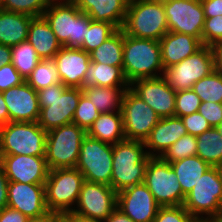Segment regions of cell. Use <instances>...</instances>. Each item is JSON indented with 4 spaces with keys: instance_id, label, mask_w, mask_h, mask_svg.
Wrapping results in <instances>:
<instances>
[{
    "instance_id": "49",
    "label": "cell",
    "mask_w": 222,
    "mask_h": 222,
    "mask_svg": "<svg viewBox=\"0 0 222 222\" xmlns=\"http://www.w3.org/2000/svg\"><path fill=\"white\" fill-rule=\"evenodd\" d=\"M214 55L215 71L222 74V41L211 46Z\"/></svg>"
},
{
    "instance_id": "56",
    "label": "cell",
    "mask_w": 222,
    "mask_h": 222,
    "mask_svg": "<svg viewBox=\"0 0 222 222\" xmlns=\"http://www.w3.org/2000/svg\"><path fill=\"white\" fill-rule=\"evenodd\" d=\"M203 222H222V212L211 218H204Z\"/></svg>"
},
{
    "instance_id": "50",
    "label": "cell",
    "mask_w": 222,
    "mask_h": 222,
    "mask_svg": "<svg viewBox=\"0 0 222 222\" xmlns=\"http://www.w3.org/2000/svg\"><path fill=\"white\" fill-rule=\"evenodd\" d=\"M12 63V51L10 46L0 44V66Z\"/></svg>"
},
{
    "instance_id": "38",
    "label": "cell",
    "mask_w": 222,
    "mask_h": 222,
    "mask_svg": "<svg viewBox=\"0 0 222 222\" xmlns=\"http://www.w3.org/2000/svg\"><path fill=\"white\" fill-rule=\"evenodd\" d=\"M52 0H5L2 10L25 14L31 17L43 16Z\"/></svg>"
},
{
    "instance_id": "43",
    "label": "cell",
    "mask_w": 222,
    "mask_h": 222,
    "mask_svg": "<svg viewBox=\"0 0 222 222\" xmlns=\"http://www.w3.org/2000/svg\"><path fill=\"white\" fill-rule=\"evenodd\" d=\"M25 79L19 74L12 63L0 66V92L21 85Z\"/></svg>"
},
{
    "instance_id": "15",
    "label": "cell",
    "mask_w": 222,
    "mask_h": 222,
    "mask_svg": "<svg viewBox=\"0 0 222 222\" xmlns=\"http://www.w3.org/2000/svg\"><path fill=\"white\" fill-rule=\"evenodd\" d=\"M170 32L197 37L202 42L205 14L201 0H163Z\"/></svg>"
},
{
    "instance_id": "45",
    "label": "cell",
    "mask_w": 222,
    "mask_h": 222,
    "mask_svg": "<svg viewBox=\"0 0 222 222\" xmlns=\"http://www.w3.org/2000/svg\"><path fill=\"white\" fill-rule=\"evenodd\" d=\"M198 112L208 121L211 127H216L222 121V103L201 102Z\"/></svg>"
},
{
    "instance_id": "20",
    "label": "cell",
    "mask_w": 222,
    "mask_h": 222,
    "mask_svg": "<svg viewBox=\"0 0 222 222\" xmlns=\"http://www.w3.org/2000/svg\"><path fill=\"white\" fill-rule=\"evenodd\" d=\"M52 60L56 64L61 83L66 87H82L85 73L91 63L89 53L82 48L62 46Z\"/></svg>"
},
{
    "instance_id": "47",
    "label": "cell",
    "mask_w": 222,
    "mask_h": 222,
    "mask_svg": "<svg viewBox=\"0 0 222 222\" xmlns=\"http://www.w3.org/2000/svg\"><path fill=\"white\" fill-rule=\"evenodd\" d=\"M205 18L222 15V0H201Z\"/></svg>"
},
{
    "instance_id": "37",
    "label": "cell",
    "mask_w": 222,
    "mask_h": 222,
    "mask_svg": "<svg viewBox=\"0 0 222 222\" xmlns=\"http://www.w3.org/2000/svg\"><path fill=\"white\" fill-rule=\"evenodd\" d=\"M197 152V137L190 134L180 137L162 156L166 162H174L186 157L195 156Z\"/></svg>"
},
{
    "instance_id": "44",
    "label": "cell",
    "mask_w": 222,
    "mask_h": 222,
    "mask_svg": "<svg viewBox=\"0 0 222 222\" xmlns=\"http://www.w3.org/2000/svg\"><path fill=\"white\" fill-rule=\"evenodd\" d=\"M180 118L187 130V133L192 136L197 137L211 128V125L199 112H195L187 116H182Z\"/></svg>"
},
{
    "instance_id": "12",
    "label": "cell",
    "mask_w": 222,
    "mask_h": 222,
    "mask_svg": "<svg viewBox=\"0 0 222 222\" xmlns=\"http://www.w3.org/2000/svg\"><path fill=\"white\" fill-rule=\"evenodd\" d=\"M215 70L211 46L203 45L194 54L166 68L163 77L176 92L192 89L193 85Z\"/></svg>"
},
{
    "instance_id": "55",
    "label": "cell",
    "mask_w": 222,
    "mask_h": 222,
    "mask_svg": "<svg viewBox=\"0 0 222 222\" xmlns=\"http://www.w3.org/2000/svg\"><path fill=\"white\" fill-rule=\"evenodd\" d=\"M54 222H74L68 214H59Z\"/></svg>"
},
{
    "instance_id": "4",
    "label": "cell",
    "mask_w": 222,
    "mask_h": 222,
    "mask_svg": "<svg viewBox=\"0 0 222 222\" xmlns=\"http://www.w3.org/2000/svg\"><path fill=\"white\" fill-rule=\"evenodd\" d=\"M121 29L128 36L159 41L169 31L163 0H129Z\"/></svg>"
},
{
    "instance_id": "24",
    "label": "cell",
    "mask_w": 222,
    "mask_h": 222,
    "mask_svg": "<svg viewBox=\"0 0 222 222\" xmlns=\"http://www.w3.org/2000/svg\"><path fill=\"white\" fill-rule=\"evenodd\" d=\"M187 130L180 117L170 116L160 118L156 126L151 130L145 139L144 145L153 151H158L160 157L173 145L180 137L187 135Z\"/></svg>"
},
{
    "instance_id": "17",
    "label": "cell",
    "mask_w": 222,
    "mask_h": 222,
    "mask_svg": "<svg viewBox=\"0 0 222 222\" xmlns=\"http://www.w3.org/2000/svg\"><path fill=\"white\" fill-rule=\"evenodd\" d=\"M0 167L9 182L45 185L49 169L45 156L0 155Z\"/></svg>"
},
{
    "instance_id": "9",
    "label": "cell",
    "mask_w": 222,
    "mask_h": 222,
    "mask_svg": "<svg viewBox=\"0 0 222 222\" xmlns=\"http://www.w3.org/2000/svg\"><path fill=\"white\" fill-rule=\"evenodd\" d=\"M84 181L85 178L76 167L49 170L45 182L47 210L60 214L71 213L70 207L77 203Z\"/></svg>"
},
{
    "instance_id": "3",
    "label": "cell",
    "mask_w": 222,
    "mask_h": 222,
    "mask_svg": "<svg viewBox=\"0 0 222 222\" xmlns=\"http://www.w3.org/2000/svg\"><path fill=\"white\" fill-rule=\"evenodd\" d=\"M57 1L59 0L50 2L43 16L50 24L61 46L82 48L92 19L71 0H64L62 3Z\"/></svg>"
},
{
    "instance_id": "53",
    "label": "cell",
    "mask_w": 222,
    "mask_h": 222,
    "mask_svg": "<svg viewBox=\"0 0 222 222\" xmlns=\"http://www.w3.org/2000/svg\"><path fill=\"white\" fill-rule=\"evenodd\" d=\"M9 122V113L2 92H0V126Z\"/></svg>"
},
{
    "instance_id": "39",
    "label": "cell",
    "mask_w": 222,
    "mask_h": 222,
    "mask_svg": "<svg viewBox=\"0 0 222 222\" xmlns=\"http://www.w3.org/2000/svg\"><path fill=\"white\" fill-rule=\"evenodd\" d=\"M100 114L101 113L92 104L91 100L82 94L79 98L72 123L83 128L87 132Z\"/></svg>"
},
{
    "instance_id": "22",
    "label": "cell",
    "mask_w": 222,
    "mask_h": 222,
    "mask_svg": "<svg viewBox=\"0 0 222 222\" xmlns=\"http://www.w3.org/2000/svg\"><path fill=\"white\" fill-rule=\"evenodd\" d=\"M164 70L194 54L203 44L192 35L168 31L160 40Z\"/></svg>"
},
{
    "instance_id": "5",
    "label": "cell",
    "mask_w": 222,
    "mask_h": 222,
    "mask_svg": "<svg viewBox=\"0 0 222 222\" xmlns=\"http://www.w3.org/2000/svg\"><path fill=\"white\" fill-rule=\"evenodd\" d=\"M122 69L129 84L137 79L160 77L154 73L164 72L159 41L124 34Z\"/></svg>"
},
{
    "instance_id": "46",
    "label": "cell",
    "mask_w": 222,
    "mask_h": 222,
    "mask_svg": "<svg viewBox=\"0 0 222 222\" xmlns=\"http://www.w3.org/2000/svg\"><path fill=\"white\" fill-rule=\"evenodd\" d=\"M29 218L10 207L0 210V222H28Z\"/></svg>"
},
{
    "instance_id": "1",
    "label": "cell",
    "mask_w": 222,
    "mask_h": 222,
    "mask_svg": "<svg viewBox=\"0 0 222 222\" xmlns=\"http://www.w3.org/2000/svg\"><path fill=\"white\" fill-rule=\"evenodd\" d=\"M144 147V141L127 139L113 145L111 187L117 193L144 183L149 157H157L156 152H144Z\"/></svg>"
},
{
    "instance_id": "6",
    "label": "cell",
    "mask_w": 222,
    "mask_h": 222,
    "mask_svg": "<svg viewBox=\"0 0 222 222\" xmlns=\"http://www.w3.org/2000/svg\"><path fill=\"white\" fill-rule=\"evenodd\" d=\"M47 131L37 122L0 126V155L45 156Z\"/></svg>"
},
{
    "instance_id": "21",
    "label": "cell",
    "mask_w": 222,
    "mask_h": 222,
    "mask_svg": "<svg viewBox=\"0 0 222 222\" xmlns=\"http://www.w3.org/2000/svg\"><path fill=\"white\" fill-rule=\"evenodd\" d=\"M8 207L18 210L28 218L47 212L45 185L8 182Z\"/></svg>"
},
{
    "instance_id": "31",
    "label": "cell",
    "mask_w": 222,
    "mask_h": 222,
    "mask_svg": "<svg viewBox=\"0 0 222 222\" xmlns=\"http://www.w3.org/2000/svg\"><path fill=\"white\" fill-rule=\"evenodd\" d=\"M124 32L117 29L100 46L90 52V60L93 63H104L111 66L123 64Z\"/></svg>"
},
{
    "instance_id": "8",
    "label": "cell",
    "mask_w": 222,
    "mask_h": 222,
    "mask_svg": "<svg viewBox=\"0 0 222 222\" xmlns=\"http://www.w3.org/2000/svg\"><path fill=\"white\" fill-rule=\"evenodd\" d=\"M183 207L189 214L200 222L207 214L209 218L222 212V168L211 166L200 177L195 187L186 195Z\"/></svg>"
},
{
    "instance_id": "32",
    "label": "cell",
    "mask_w": 222,
    "mask_h": 222,
    "mask_svg": "<svg viewBox=\"0 0 222 222\" xmlns=\"http://www.w3.org/2000/svg\"><path fill=\"white\" fill-rule=\"evenodd\" d=\"M196 155L210 166L222 168V135L216 127H211L197 136Z\"/></svg>"
},
{
    "instance_id": "23",
    "label": "cell",
    "mask_w": 222,
    "mask_h": 222,
    "mask_svg": "<svg viewBox=\"0 0 222 222\" xmlns=\"http://www.w3.org/2000/svg\"><path fill=\"white\" fill-rule=\"evenodd\" d=\"M93 21L107 22L121 29L129 0H71Z\"/></svg>"
},
{
    "instance_id": "11",
    "label": "cell",
    "mask_w": 222,
    "mask_h": 222,
    "mask_svg": "<svg viewBox=\"0 0 222 222\" xmlns=\"http://www.w3.org/2000/svg\"><path fill=\"white\" fill-rule=\"evenodd\" d=\"M144 184L161 207L184 204L185 195L169 162L161 157H149Z\"/></svg>"
},
{
    "instance_id": "42",
    "label": "cell",
    "mask_w": 222,
    "mask_h": 222,
    "mask_svg": "<svg viewBox=\"0 0 222 222\" xmlns=\"http://www.w3.org/2000/svg\"><path fill=\"white\" fill-rule=\"evenodd\" d=\"M219 41H222V15L205 18L202 31V44L212 46Z\"/></svg>"
},
{
    "instance_id": "28",
    "label": "cell",
    "mask_w": 222,
    "mask_h": 222,
    "mask_svg": "<svg viewBox=\"0 0 222 222\" xmlns=\"http://www.w3.org/2000/svg\"><path fill=\"white\" fill-rule=\"evenodd\" d=\"M87 134L92 138L111 145L125 140L121 111L101 113L89 128Z\"/></svg>"
},
{
    "instance_id": "58",
    "label": "cell",
    "mask_w": 222,
    "mask_h": 222,
    "mask_svg": "<svg viewBox=\"0 0 222 222\" xmlns=\"http://www.w3.org/2000/svg\"><path fill=\"white\" fill-rule=\"evenodd\" d=\"M4 1L5 0H0V8H2Z\"/></svg>"
},
{
    "instance_id": "25",
    "label": "cell",
    "mask_w": 222,
    "mask_h": 222,
    "mask_svg": "<svg viewBox=\"0 0 222 222\" xmlns=\"http://www.w3.org/2000/svg\"><path fill=\"white\" fill-rule=\"evenodd\" d=\"M27 40L41 59H53L61 49L55 33L44 16L33 17L28 28Z\"/></svg>"
},
{
    "instance_id": "2",
    "label": "cell",
    "mask_w": 222,
    "mask_h": 222,
    "mask_svg": "<svg viewBox=\"0 0 222 222\" xmlns=\"http://www.w3.org/2000/svg\"><path fill=\"white\" fill-rule=\"evenodd\" d=\"M40 113L37 123L46 131L73 122L81 88L66 87L59 82L37 91Z\"/></svg>"
},
{
    "instance_id": "13",
    "label": "cell",
    "mask_w": 222,
    "mask_h": 222,
    "mask_svg": "<svg viewBox=\"0 0 222 222\" xmlns=\"http://www.w3.org/2000/svg\"><path fill=\"white\" fill-rule=\"evenodd\" d=\"M121 113L127 140L145 141L160 120L158 114L129 88L123 96Z\"/></svg>"
},
{
    "instance_id": "48",
    "label": "cell",
    "mask_w": 222,
    "mask_h": 222,
    "mask_svg": "<svg viewBox=\"0 0 222 222\" xmlns=\"http://www.w3.org/2000/svg\"><path fill=\"white\" fill-rule=\"evenodd\" d=\"M8 178L0 167V210L8 206Z\"/></svg>"
},
{
    "instance_id": "52",
    "label": "cell",
    "mask_w": 222,
    "mask_h": 222,
    "mask_svg": "<svg viewBox=\"0 0 222 222\" xmlns=\"http://www.w3.org/2000/svg\"><path fill=\"white\" fill-rule=\"evenodd\" d=\"M104 222H133L126 214L116 208Z\"/></svg>"
},
{
    "instance_id": "14",
    "label": "cell",
    "mask_w": 222,
    "mask_h": 222,
    "mask_svg": "<svg viewBox=\"0 0 222 222\" xmlns=\"http://www.w3.org/2000/svg\"><path fill=\"white\" fill-rule=\"evenodd\" d=\"M117 192L109 185L84 181L77 208L71 213L85 218L105 221L117 208Z\"/></svg>"
},
{
    "instance_id": "29",
    "label": "cell",
    "mask_w": 222,
    "mask_h": 222,
    "mask_svg": "<svg viewBox=\"0 0 222 222\" xmlns=\"http://www.w3.org/2000/svg\"><path fill=\"white\" fill-rule=\"evenodd\" d=\"M170 165L185 196L191 192L200 177L211 167L197 155L171 162Z\"/></svg>"
},
{
    "instance_id": "18",
    "label": "cell",
    "mask_w": 222,
    "mask_h": 222,
    "mask_svg": "<svg viewBox=\"0 0 222 222\" xmlns=\"http://www.w3.org/2000/svg\"><path fill=\"white\" fill-rule=\"evenodd\" d=\"M160 207L144 183L125 188L117 194V208L133 222H154Z\"/></svg>"
},
{
    "instance_id": "41",
    "label": "cell",
    "mask_w": 222,
    "mask_h": 222,
    "mask_svg": "<svg viewBox=\"0 0 222 222\" xmlns=\"http://www.w3.org/2000/svg\"><path fill=\"white\" fill-rule=\"evenodd\" d=\"M194 220L183 205H180L160 207L154 222H193Z\"/></svg>"
},
{
    "instance_id": "34",
    "label": "cell",
    "mask_w": 222,
    "mask_h": 222,
    "mask_svg": "<svg viewBox=\"0 0 222 222\" xmlns=\"http://www.w3.org/2000/svg\"><path fill=\"white\" fill-rule=\"evenodd\" d=\"M35 91L59 83L56 64L52 59H42L25 80Z\"/></svg>"
},
{
    "instance_id": "36",
    "label": "cell",
    "mask_w": 222,
    "mask_h": 222,
    "mask_svg": "<svg viewBox=\"0 0 222 222\" xmlns=\"http://www.w3.org/2000/svg\"><path fill=\"white\" fill-rule=\"evenodd\" d=\"M116 30L117 28L111 23L92 20L90 22L89 28L87 29L82 49L87 53L92 52L107 38H109Z\"/></svg>"
},
{
    "instance_id": "27",
    "label": "cell",
    "mask_w": 222,
    "mask_h": 222,
    "mask_svg": "<svg viewBox=\"0 0 222 222\" xmlns=\"http://www.w3.org/2000/svg\"><path fill=\"white\" fill-rule=\"evenodd\" d=\"M33 17L0 8V44L14 46L27 40L28 28Z\"/></svg>"
},
{
    "instance_id": "19",
    "label": "cell",
    "mask_w": 222,
    "mask_h": 222,
    "mask_svg": "<svg viewBox=\"0 0 222 222\" xmlns=\"http://www.w3.org/2000/svg\"><path fill=\"white\" fill-rule=\"evenodd\" d=\"M9 122H37L40 113L38 94L26 81L2 92Z\"/></svg>"
},
{
    "instance_id": "35",
    "label": "cell",
    "mask_w": 222,
    "mask_h": 222,
    "mask_svg": "<svg viewBox=\"0 0 222 222\" xmlns=\"http://www.w3.org/2000/svg\"><path fill=\"white\" fill-rule=\"evenodd\" d=\"M192 89L200 97L201 102L222 103V74L214 70L196 82Z\"/></svg>"
},
{
    "instance_id": "40",
    "label": "cell",
    "mask_w": 222,
    "mask_h": 222,
    "mask_svg": "<svg viewBox=\"0 0 222 222\" xmlns=\"http://www.w3.org/2000/svg\"><path fill=\"white\" fill-rule=\"evenodd\" d=\"M200 105V97L193 89L178 91L175 98V116L182 117L198 112Z\"/></svg>"
},
{
    "instance_id": "51",
    "label": "cell",
    "mask_w": 222,
    "mask_h": 222,
    "mask_svg": "<svg viewBox=\"0 0 222 222\" xmlns=\"http://www.w3.org/2000/svg\"><path fill=\"white\" fill-rule=\"evenodd\" d=\"M60 213L55 211H47L40 216L29 218L28 222H54Z\"/></svg>"
},
{
    "instance_id": "10",
    "label": "cell",
    "mask_w": 222,
    "mask_h": 222,
    "mask_svg": "<svg viewBox=\"0 0 222 222\" xmlns=\"http://www.w3.org/2000/svg\"><path fill=\"white\" fill-rule=\"evenodd\" d=\"M113 145L86 134L81 142L76 168L86 181L111 186Z\"/></svg>"
},
{
    "instance_id": "16",
    "label": "cell",
    "mask_w": 222,
    "mask_h": 222,
    "mask_svg": "<svg viewBox=\"0 0 222 222\" xmlns=\"http://www.w3.org/2000/svg\"><path fill=\"white\" fill-rule=\"evenodd\" d=\"M129 86V89L146 102L160 118L175 116L176 91L170 88L163 76L137 79Z\"/></svg>"
},
{
    "instance_id": "33",
    "label": "cell",
    "mask_w": 222,
    "mask_h": 222,
    "mask_svg": "<svg viewBox=\"0 0 222 222\" xmlns=\"http://www.w3.org/2000/svg\"><path fill=\"white\" fill-rule=\"evenodd\" d=\"M12 65L26 80L36 65L42 60L28 40L11 47Z\"/></svg>"
},
{
    "instance_id": "26",
    "label": "cell",
    "mask_w": 222,
    "mask_h": 222,
    "mask_svg": "<svg viewBox=\"0 0 222 222\" xmlns=\"http://www.w3.org/2000/svg\"><path fill=\"white\" fill-rule=\"evenodd\" d=\"M122 66L91 62L85 73L81 89L91 86L129 88ZM128 86V87H126Z\"/></svg>"
},
{
    "instance_id": "30",
    "label": "cell",
    "mask_w": 222,
    "mask_h": 222,
    "mask_svg": "<svg viewBox=\"0 0 222 222\" xmlns=\"http://www.w3.org/2000/svg\"><path fill=\"white\" fill-rule=\"evenodd\" d=\"M128 88L91 86L82 90L100 113H113L114 108L121 111L122 100Z\"/></svg>"
},
{
    "instance_id": "7",
    "label": "cell",
    "mask_w": 222,
    "mask_h": 222,
    "mask_svg": "<svg viewBox=\"0 0 222 222\" xmlns=\"http://www.w3.org/2000/svg\"><path fill=\"white\" fill-rule=\"evenodd\" d=\"M87 132L74 123L47 131L45 159L49 170L74 168Z\"/></svg>"
},
{
    "instance_id": "57",
    "label": "cell",
    "mask_w": 222,
    "mask_h": 222,
    "mask_svg": "<svg viewBox=\"0 0 222 222\" xmlns=\"http://www.w3.org/2000/svg\"><path fill=\"white\" fill-rule=\"evenodd\" d=\"M216 129H217L218 132L222 135V121L220 122L219 125L216 126Z\"/></svg>"
},
{
    "instance_id": "54",
    "label": "cell",
    "mask_w": 222,
    "mask_h": 222,
    "mask_svg": "<svg viewBox=\"0 0 222 222\" xmlns=\"http://www.w3.org/2000/svg\"><path fill=\"white\" fill-rule=\"evenodd\" d=\"M67 214L73 219L74 222H103V221H100V220L85 218V217L75 215V214H72V213H67Z\"/></svg>"
}]
</instances>
